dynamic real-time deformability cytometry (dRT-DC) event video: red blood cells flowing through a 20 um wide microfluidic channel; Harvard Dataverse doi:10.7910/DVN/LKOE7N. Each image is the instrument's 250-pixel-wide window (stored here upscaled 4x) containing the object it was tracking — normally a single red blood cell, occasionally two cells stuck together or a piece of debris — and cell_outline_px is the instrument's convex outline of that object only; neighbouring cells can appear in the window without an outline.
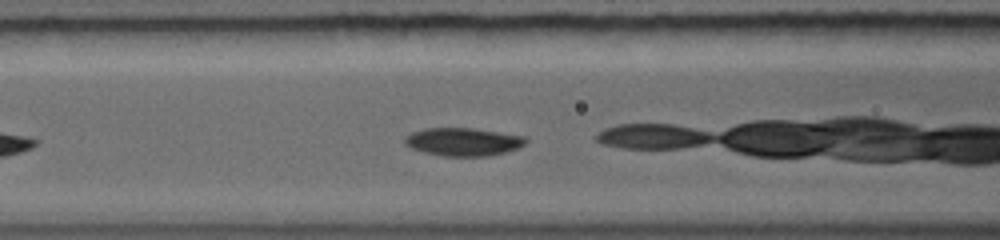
{"species": "common noctule bat (a hibernating species)", "species_latin": "Nyctalus noctula", "temperature_condition": "warm", "stored_images_in_passage": 18, "camera_frame_rate_fps": 5000, "um_per_image_px": 0.085, "animal": {"sex": "female", "body_mass_g": 19.0, "forearm_length_mm": 56.7}, "frame": {"image": 1, "passage_image": 3, "time_ms": 0.8, "image_size_px": [1000, 240], "cell_outline_px": [[528, 140], [520, 148], [508, 152], [488, 156], [444, 156], [424, 152], [412, 148], [404, 144], [404, 136], [412, 132], [428, 128], [472, 128], [524, 136]], "centroid_in_image_um": [39.38, 12.06], "position_along_channel_um": 127.2, "area_um2": 19.83}}